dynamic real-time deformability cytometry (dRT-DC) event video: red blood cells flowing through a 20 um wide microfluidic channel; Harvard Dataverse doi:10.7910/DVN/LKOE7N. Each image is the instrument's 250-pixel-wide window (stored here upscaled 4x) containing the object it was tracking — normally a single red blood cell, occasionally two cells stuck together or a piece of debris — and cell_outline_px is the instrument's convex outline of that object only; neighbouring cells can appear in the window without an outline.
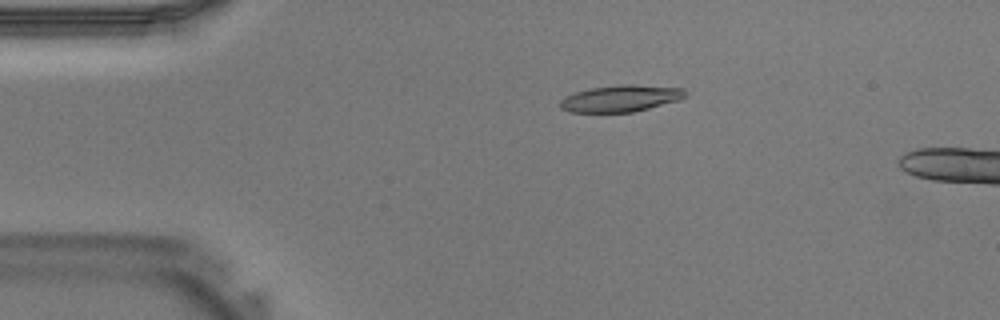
{"species": "Egyptian fruit bat (a non-hibernating species)", "species_latin": "Rousettus aegyptiacus", "temperature_condition": "warm", "stored_images_in_passage": 7, "camera_frame_rate_fps": 3000, "um_per_image_px": 0.085, "animal": {"sex": "male"}, "frame": {"image": 1, "passage_image": 4, "time_ms": 1.0, "image_size_px": [1000, 320], "cell_outline_px": [[688, 96], [680, 100], [632, 112], [568, 112], [560, 108], [560, 100], [564, 96], [588, 88], [620, 84], [636, 84], [684, 88], [688, 92]], "centroid_in_image_um": [52.78, 8.35], "position_along_channel_um": 32.2, "area_um2": 19.77}}